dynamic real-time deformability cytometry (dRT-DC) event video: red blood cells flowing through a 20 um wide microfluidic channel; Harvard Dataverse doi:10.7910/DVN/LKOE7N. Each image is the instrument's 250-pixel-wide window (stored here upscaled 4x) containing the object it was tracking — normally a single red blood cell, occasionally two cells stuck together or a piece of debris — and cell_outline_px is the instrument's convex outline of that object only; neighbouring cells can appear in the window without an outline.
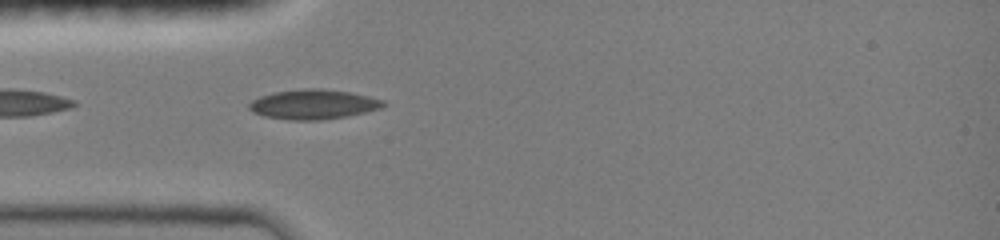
{"species": "common noctule bat (a hibernating species)", "species_latin": "Nyctalus noctula", "temperature_condition": "room temperature", "stored_images_in_passage": 35, "camera_frame_rate_fps": 3000, "um_per_image_px": 0.085, "animal": {"sex": "female", "body_mass_g": 19.0, "forearm_length_mm": 51.5}, "frame": {"image": 1, "passage_image": 2, "time_ms": 0.333, "image_size_px": [1000, 240], "cell_outline_px": [[388, 104], [380, 108], [348, 116], [320, 120], [288, 120], [264, 116], [252, 112], [248, 108], [248, 104], [252, 100], [260, 96], [272, 92], [304, 88], [320, 88], [348, 92], [368, 96], [384, 100]], "centroid_in_image_um": [26.61, 8.87], "position_along_channel_um": 58.4, "area_um2": 23.35}}
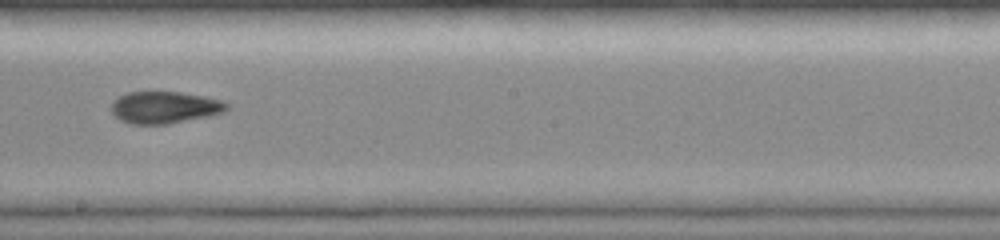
{"frame": {"image": 2, "passage_image": 15, "time_ms": 4.667, "image_size_px": [1000, 240], "cell_outline_px": [[228, 108], [224, 112], [208, 116], [168, 124], [132, 124], [120, 120], [108, 108], [112, 100], [128, 92], [180, 92], [204, 96], [224, 100], [228, 104]], "centroid_in_image_um": [13.97, 9.12], "position_along_channel_um": 234.2, "area_um2": 21.68}}
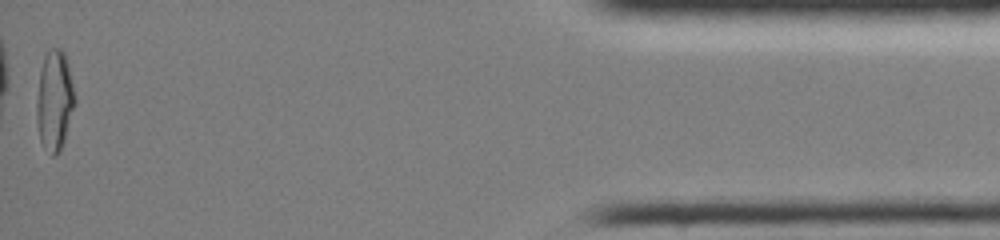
{"frame": {"image": 3, "passage_image": 35, "time_ms": 11.333, "image_size_px": [1000, 240], "cell_outline_px": [[76, 104], [60, 152], [56, 156], [52, 156], [44, 148], [40, 140], [36, 120], [36, 104], [40, 72], [44, 56], [48, 48], [60, 48], [64, 52], [68, 64], [76, 96]], "centroid_in_image_um": [4.64, 8.56], "position_along_channel_um": 430.6, "area_um2": 22.66}, "authors_computed_cell_mechanics": {"area_um2": 21.5016, "velocity_mm_per_s": 4.0902, "shape_relaxation_time_tau1_ms": null, "shape_relaxation_time_tau2_ms": 2.8177, "deformation_change_tau1": null, "deformation_change_tau2": 0.052}}